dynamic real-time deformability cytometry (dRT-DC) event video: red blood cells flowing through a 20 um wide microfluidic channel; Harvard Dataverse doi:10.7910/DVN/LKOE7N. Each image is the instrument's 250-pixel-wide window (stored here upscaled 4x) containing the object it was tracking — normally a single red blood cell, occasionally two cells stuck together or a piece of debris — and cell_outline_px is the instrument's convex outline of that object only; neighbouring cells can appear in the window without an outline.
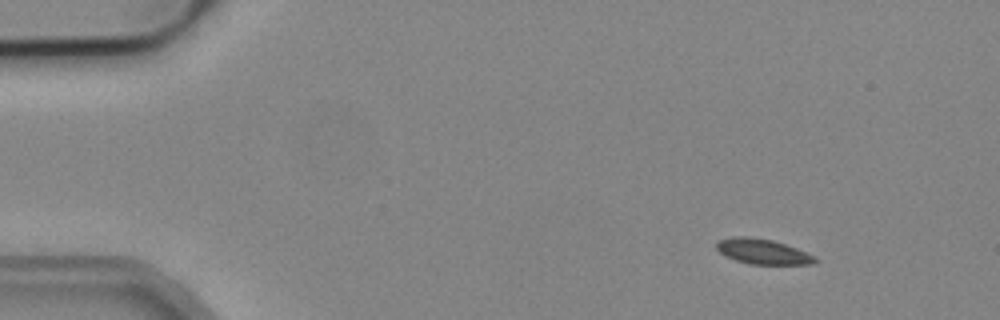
{"species": "common noctule bat (a hibernating species)", "species_latin": "Nyctalus noctula", "temperature_condition": "cold", "stored_images_in_passage": 4, "camera_frame_rate_fps": 3000, "um_per_image_px": 0.085, "animal": {"sex": "male", "body_mass_g": 19.2, "forearm_length_mm": 51.8}, "frame": {"image": 1, "passage_image": 1, "time_ms": 0.0, "image_size_px": [1000, 320], "cell_outline_px": [[820, 260], [816, 264], [748, 264], [736, 260], [720, 252], [716, 248], [716, 240], [732, 236], [748, 236], [772, 240], [796, 248], [816, 256]], "centroid_in_image_um": [64.85, 21.38], "position_along_channel_um": 20.2, "area_um2": 14.57}}